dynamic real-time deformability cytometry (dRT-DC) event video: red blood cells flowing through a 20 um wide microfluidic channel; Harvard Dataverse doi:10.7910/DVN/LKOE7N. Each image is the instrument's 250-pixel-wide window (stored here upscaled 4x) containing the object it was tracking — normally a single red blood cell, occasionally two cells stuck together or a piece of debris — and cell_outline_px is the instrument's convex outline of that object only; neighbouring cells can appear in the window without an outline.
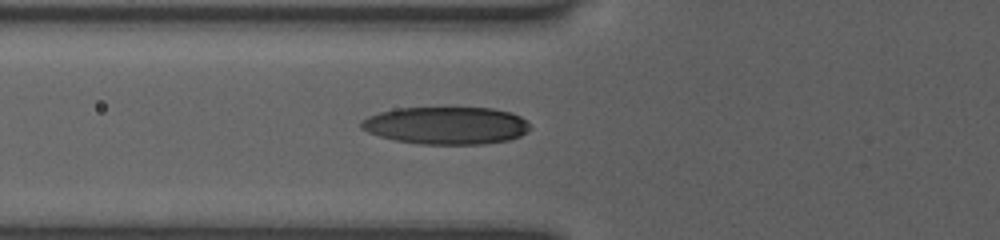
{"species": "human", "species_latin": "Homo sapiens", "temperature_condition": "room temperature", "stored_images_in_passage": 14, "camera_frame_rate_fps": 3000, "um_per_image_px": 0.085, "donor": {"sex": "female"}, "frame": {"image": 1, "passage_image": 8, "time_ms": 2.333, "image_size_px": [1000, 240], "cell_outline_px": [[532, 128], [528, 132], [520, 136], [508, 140], [484, 144], [420, 144], [396, 140], [380, 136], [368, 132], [360, 128], [360, 124], [368, 116], [380, 112], [396, 108], [492, 108], [512, 112], [520, 116]], "centroid_in_image_um": [37.96, 10.67], "position_along_channel_um": 87.8, "area_um2": 36.88}}
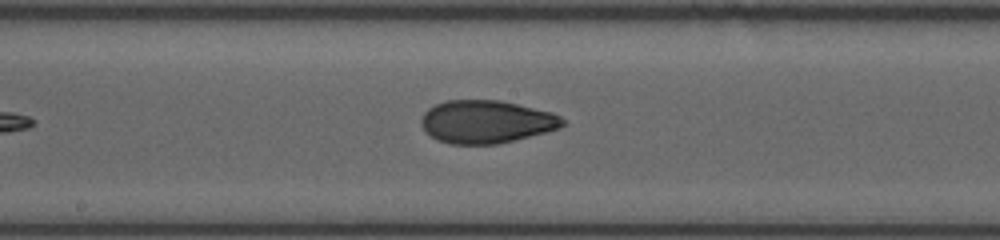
{"frame": {"image": 2, "passage_image": 12, "time_ms": 3.667, "image_size_px": [1000, 240], "cell_outline_px": [[568, 124], [560, 128], [496, 144], [448, 144], [436, 140], [424, 132], [420, 124], [420, 120], [424, 112], [428, 108], [444, 100], [500, 100], [552, 112], [560, 116]], "centroid_in_image_um": [41.29, 10.34], "position_along_channel_um": 206.9, "area_um2": 35.55}}
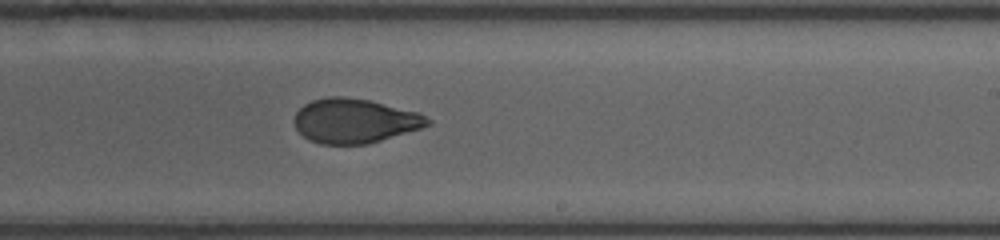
{"frame": {"image": 3, "passage_image": 14, "time_ms": 4.333, "image_size_px": [1000, 240], "cell_outline_px": [[432, 124], [420, 128], [368, 144], [320, 144], [308, 140], [296, 128], [292, 120], [296, 112], [304, 104], [312, 100], [328, 96], [344, 96], [368, 100], [420, 112], [432, 120]], "centroid_in_image_um": [30.13, 10.26], "position_along_channel_um": 258.9, "area_um2": 34.68}}